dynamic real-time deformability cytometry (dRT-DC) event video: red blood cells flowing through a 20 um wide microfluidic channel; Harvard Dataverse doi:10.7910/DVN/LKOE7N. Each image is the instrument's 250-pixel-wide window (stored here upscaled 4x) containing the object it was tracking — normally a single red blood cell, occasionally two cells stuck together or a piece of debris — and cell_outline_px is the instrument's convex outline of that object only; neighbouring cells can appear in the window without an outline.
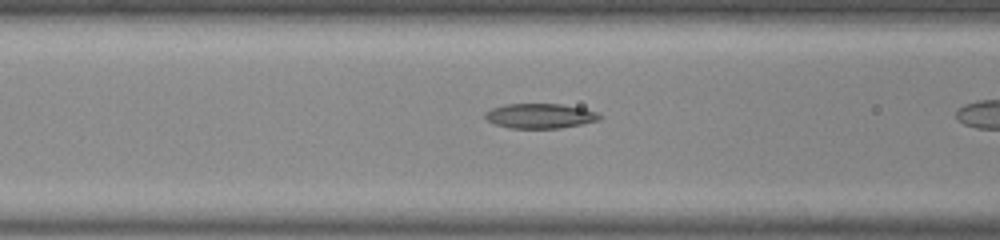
{"species": "common noctule bat (a hibernating species)", "species_latin": "Nyctalus noctula", "temperature_condition": "room temperature", "stored_images_in_passage": 15, "camera_frame_rate_fps": 3000, "um_per_image_px": 0.085, "animal": {"sex": "male", "body_mass_g": 20.0, "forearm_length_mm": 53.3}, "frame": {"image": 1, "passage_image": 11, "time_ms": 3.333, "image_size_px": [1000, 240], "cell_outline_px": [[604, 116], [600, 120], [560, 128], [508, 128], [496, 124], [488, 120], [484, 116], [484, 112], [492, 108], [504, 104], [560, 104], [584, 108], [596, 112]], "centroid_in_image_um": [45.91, 9.85], "position_along_channel_um": 120.7, "area_um2": 16.59}}